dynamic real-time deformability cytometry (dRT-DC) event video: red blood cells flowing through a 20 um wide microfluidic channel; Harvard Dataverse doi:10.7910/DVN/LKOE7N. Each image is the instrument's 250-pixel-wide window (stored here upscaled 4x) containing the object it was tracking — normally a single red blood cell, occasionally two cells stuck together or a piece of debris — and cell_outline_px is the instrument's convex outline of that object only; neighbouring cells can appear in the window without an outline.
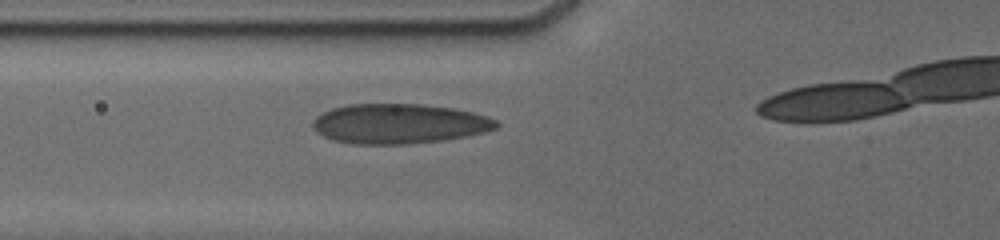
{"species": "human", "species_latin": "Homo sapiens", "temperature_condition": "cold", "stored_images_in_passage": 4, "camera_frame_rate_fps": 3000, "um_per_image_px": 0.085, "donor": {"sex": "male"}, "frame": {"image": 1, "passage_image": 2, "time_ms": 0.667, "image_size_px": [1000, 240], "cell_outline_px": [[500, 124], [496, 128], [484, 132], [464, 136], [440, 140], [408, 144], [356, 144], [336, 140], [324, 136], [316, 132], [312, 124], [312, 120], [316, 116], [332, 108], [348, 104], [424, 104], [452, 108], [472, 112], [496, 120]], "centroid_in_image_um": [33.9, 10.51], "position_along_channel_um": 91.9, "area_um2": 42.37}}